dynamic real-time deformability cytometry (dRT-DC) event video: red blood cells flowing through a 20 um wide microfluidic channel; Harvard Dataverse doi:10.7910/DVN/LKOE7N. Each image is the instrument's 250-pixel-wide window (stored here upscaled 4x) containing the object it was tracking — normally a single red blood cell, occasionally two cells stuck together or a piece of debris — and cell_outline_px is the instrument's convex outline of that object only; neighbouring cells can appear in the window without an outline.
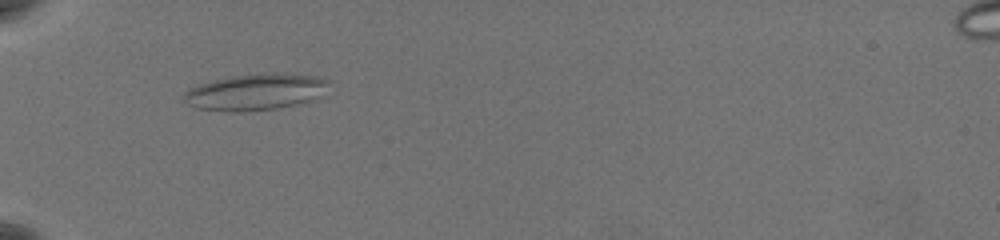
{"species": "common noctule bat (a hibernating species)", "species_latin": "Nyctalus noctula", "temperature_condition": "warm", "stored_images_in_passage": 39, "camera_frame_rate_fps": 3000, "um_per_image_px": 0.085, "animal": {"sex": "female", "body_mass_g": 19.5, "forearm_length_mm": 54.1}, "frame": {"image": 1, "passage_image": 1, "time_ms": 0.0, "image_size_px": [1000, 240], "cell_outline_px": [[332, 80], [320, 96], [312, 100], [296, 104], [276, 108], [240, 112], [228, 112], [196, 108], [188, 104], [184, 100], [184, 92], [188, 88], [212, 80], [228, 76], [264, 72], [276, 72], [316, 76]], "centroid_in_image_um": [21.71, 7.8], "position_along_channel_um": 63.3, "area_um2": 31.15}}
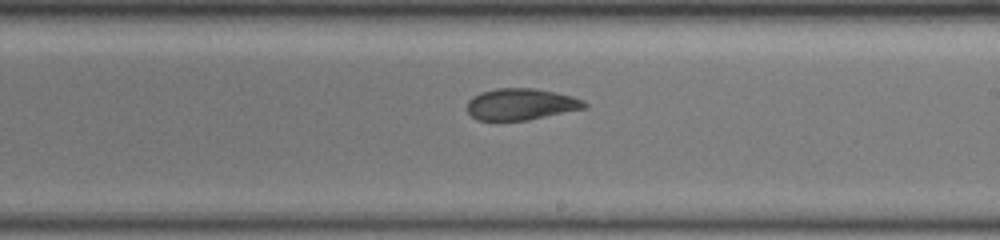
{"frame": {"image": 2, "passage_image": 17, "time_ms": 5.333, "image_size_px": [1000, 240], "cell_outline_px": [[588, 108], [528, 120], [476, 120], [468, 112], [468, 100], [472, 96], [480, 92], [496, 88], [536, 88], [572, 96], [584, 100], [588, 104]], "centroid_in_image_um": [44.31, 8.85], "position_along_channel_um": 244.7, "area_um2": 21.73}}
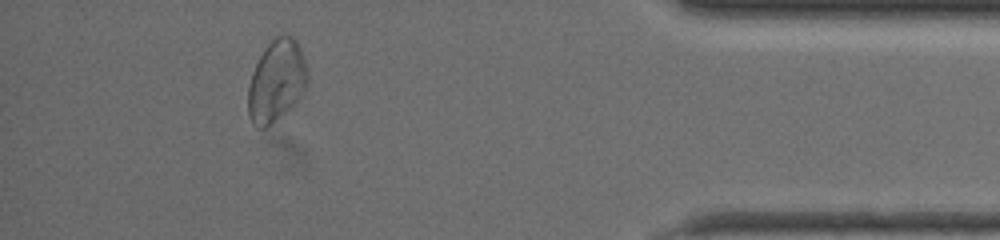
{"frame": {"image": 3, "passage_image": 34, "time_ms": 11.0, "image_size_px": [1000, 240], "cell_outline_px": [[308, 84], [304, 92], [272, 124], [264, 128], [256, 128], [252, 124], [248, 116], [248, 84], [252, 72], [264, 48], [280, 32], [284, 32], [292, 36], [296, 40], [300, 48], [308, 72]], "centroid_in_image_um": [23.49, 6.85], "position_along_channel_um": 411.7, "area_um2": 28.5}, "authors_computed_cell_mechanics": {"area_um2": 23.409, "velocity_mm_per_s": 3.6222, "shape_relaxation_time_tau1_ms": null, "shape_relaxation_time_tau2_ms": 3.1112, "deformation_change_tau1": null, "deformation_change_tau2": 0.0709}}